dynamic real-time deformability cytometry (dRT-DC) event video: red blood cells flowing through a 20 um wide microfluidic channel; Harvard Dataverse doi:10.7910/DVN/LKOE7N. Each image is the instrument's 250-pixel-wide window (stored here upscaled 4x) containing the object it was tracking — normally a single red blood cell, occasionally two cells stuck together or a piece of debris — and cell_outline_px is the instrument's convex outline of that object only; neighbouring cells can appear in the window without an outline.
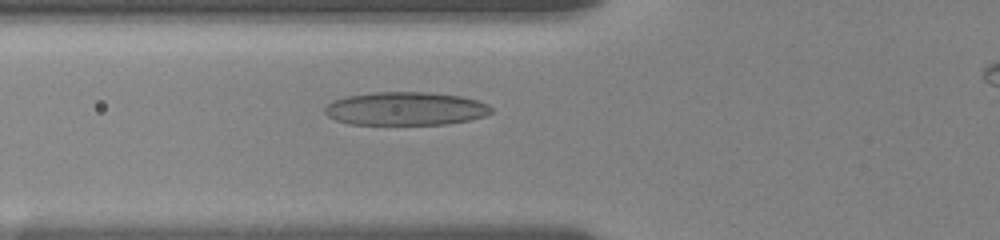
{"species": "human", "species_latin": "Homo sapiens", "temperature_condition": "room temperature", "stored_images_in_passage": 35, "camera_frame_rate_fps": 3000, "um_per_image_px": 0.085, "donor": {"sex": "female"}, "frame": {"image": 1, "passage_image": 3, "time_ms": 0.667, "image_size_px": [1000, 240], "cell_outline_px": [[492, 112], [484, 116], [468, 120], [448, 124], [348, 124], [336, 120], [328, 116], [324, 112], [324, 108], [332, 100], [348, 96], [372, 92], [428, 92], [460, 96], [476, 100], [488, 104], [492, 108]], "centroid_in_image_um": [34.46, 9.23], "position_along_channel_um": 91.3, "area_um2": 32.31}}
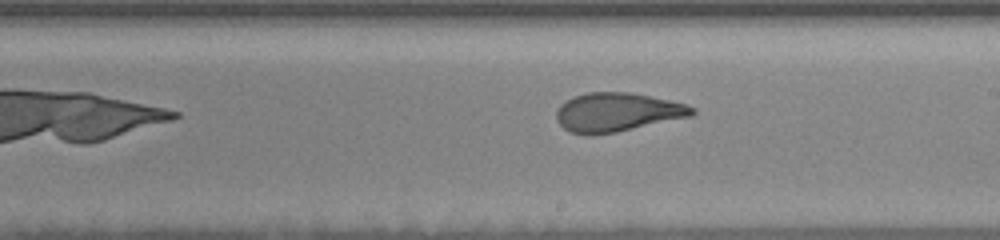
{"frame": {"image": 2, "passage_image": 15, "time_ms": 4.667, "image_size_px": [1000, 240], "cell_outline_px": [[696, 112], [692, 116], [616, 132], [592, 136], [584, 136], [568, 132], [556, 120], [556, 112], [560, 104], [576, 96], [588, 92], [628, 92], [668, 100], [684, 104], [696, 108]], "centroid_in_image_um": [52.43, 9.56], "position_along_channel_um": 236.6, "area_um2": 30.75}}
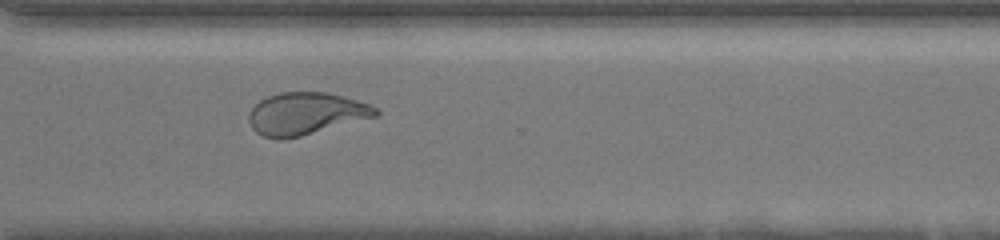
{"frame": {"image": 3, "passage_image": 24, "time_ms": 7.667, "image_size_px": [1000, 240], "cell_outline_px": [[380, 116], [300, 136], [280, 140], [276, 140], [264, 136], [256, 132], [252, 128], [248, 120], [248, 116], [252, 108], [260, 100], [268, 96], [280, 92], [328, 92], [356, 100], [368, 104], [376, 108], [380, 112]], "centroid_in_image_um": [26.0, 9.67], "position_along_channel_um": 344.6, "area_um2": 31.33}, "authors_computed_cell_mechanics": {"area_um2": 31.3276, "velocity_mm_per_s": 3.618, "shape_relaxation_time_tau1_ms": 6.0815, "shape_relaxation_time_tau2_ms": 1.2956, "deformation_change_tau1": 0.2026, "deformation_change_tau2": 0.0925}}